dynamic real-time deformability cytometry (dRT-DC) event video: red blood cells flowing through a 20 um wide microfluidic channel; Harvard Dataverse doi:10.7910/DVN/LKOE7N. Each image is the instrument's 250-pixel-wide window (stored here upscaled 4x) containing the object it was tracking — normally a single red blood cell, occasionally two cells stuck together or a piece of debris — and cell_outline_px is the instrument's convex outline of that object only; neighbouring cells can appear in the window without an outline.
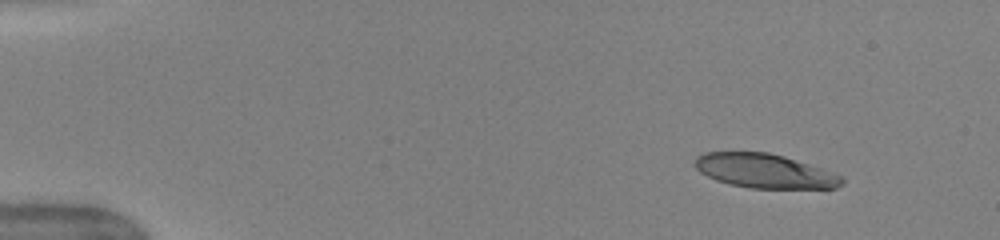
{"species": "human", "species_latin": "Homo sapiens", "temperature_condition": "warm", "stored_images_in_passage": 46, "camera_frame_rate_fps": 3000, "um_per_image_px": 0.085, "donor": {"sex": "female"}, "frame": {"image": 1, "passage_image": 1, "time_ms": 0.0, "image_size_px": [1000, 240], "cell_outline_px": [[844, 184], [836, 188], [748, 188], [728, 184], [716, 180], [700, 172], [692, 164], [692, 160], [696, 156], [704, 152], [768, 152], [784, 156], [820, 168], [840, 176], [844, 180]], "centroid_in_image_um": [64.92, 14.53], "position_along_channel_um": 20.1, "area_um2": 29.3}}
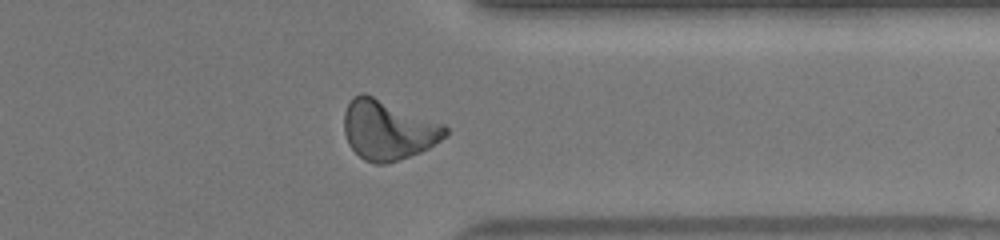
{"frame": {"image": 2, "passage_image": 36, "time_ms": 11.667, "image_size_px": [1000, 240], "cell_outline_px": [[448, 136], [428, 148], [420, 152], [388, 164], [376, 164], [364, 160], [348, 144], [344, 132], [344, 112], [352, 96], [360, 92], [364, 92], [444, 124], [448, 128]], "centroid_in_image_um": [32.98, 11.04], "position_along_channel_um": 378.4, "area_um2": 35.37}}
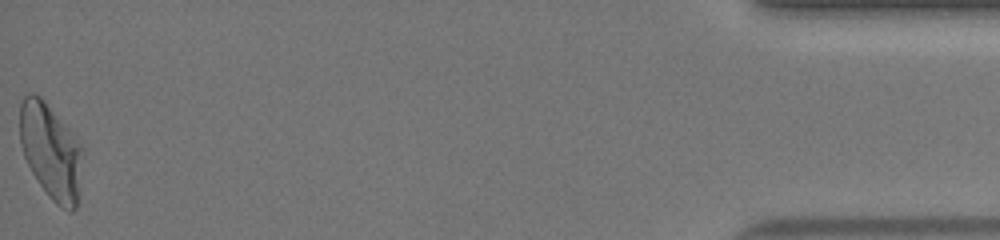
{"frame": {"image": 3, "passage_image": 46, "time_ms": 15.0, "image_size_px": [1000, 240], "cell_outline_px": [[84, 148], [76, 208], [72, 212], [68, 212], [60, 208], [48, 196], [32, 172], [24, 156], [20, 144], [20, 100], [28, 92], [32, 92], [40, 96], [44, 100]], "centroid_in_image_um": [4.31, 12.87], "position_along_channel_um": 430.9, "area_um2": 34.91}, "authors_computed_cell_mechanics": {"area_um2": 32.4547, "velocity_mm_per_s": 4.0482, "shape_relaxation_time_tau1_ms": null, "shape_relaxation_time_tau2_ms": 2.2147, "deformation_change_tau1": null, "deformation_change_tau2": 0.1039}}